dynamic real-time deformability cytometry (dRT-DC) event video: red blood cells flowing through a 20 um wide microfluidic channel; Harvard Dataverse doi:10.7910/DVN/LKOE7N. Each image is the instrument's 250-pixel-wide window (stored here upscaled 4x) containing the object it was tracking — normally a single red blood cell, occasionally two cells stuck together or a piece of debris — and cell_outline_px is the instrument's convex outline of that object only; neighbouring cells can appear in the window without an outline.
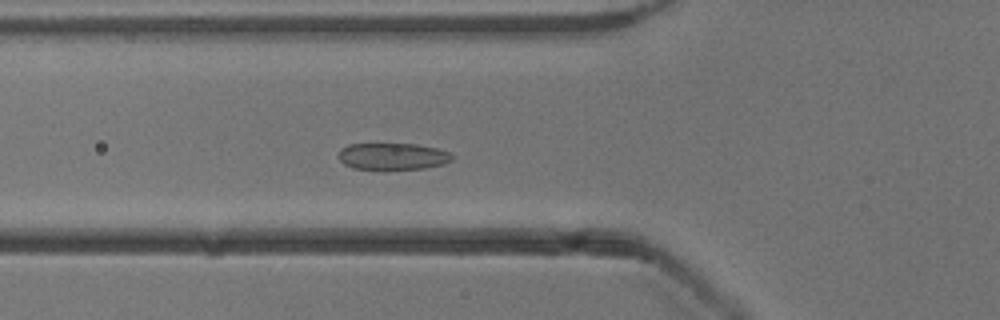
{"species": "common noctule bat (a hibernating species)", "species_latin": "Nyctalus noctula", "temperature_condition": "cold", "stored_images_in_passage": 53, "camera_frame_rate_fps": 3000, "um_per_image_px": 0.085, "animal": {"sex": "male", "body_mass_g": 13.3}, "frame": {"image": 1, "passage_image": 19, "time_ms": 6.0, "image_size_px": [1000, 320], "cell_outline_px": [[456, 156], [452, 160], [444, 164], [424, 168], [352, 168], [344, 164], [340, 160], [340, 148], [348, 144], [416, 144], [436, 148], [448, 152]], "centroid_in_image_um": [33.41, 13.27], "position_along_channel_um": 92.4, "area_um2": 17.4}}
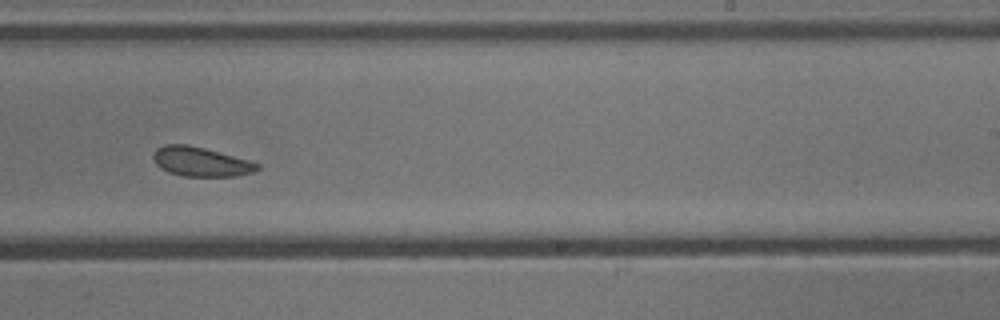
{"frame": {"image": 2, "passage_image": 33, "time_ms": 10.667, "image_size_px": [1000, 320], "cell_outline_px": [[260, 168], [252, 172], [236, 176], [184, 176], [168, 172], [160, 168], [156, 164], [152, 156], [156, 148], [164, 144], [188, 144], [204, 148], [248, 160], [260, 164]], "centroid_in_image_um": [17.03, 13.74], "position_along_channel_um": 272.0, "area_um2": 17.74}}
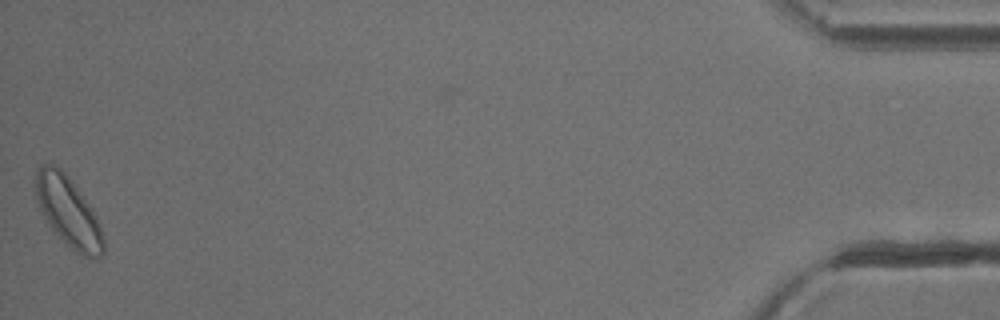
{"frame": {"image": 3, "passage_image": 53, "time_ms": 17.333, "image_size_px": [1000, 320], "cell_outline_px": [[104, 252], [96, 260], [84, 256], [76, 252], [52, 232], [36, 200], [32, 188], [32, 180], [36, 168], [40, 164], [52, 164], [60, 168], [68, 176], [92, 208], [96, 216], [104, 236]], "centroid_in_image_um": [5.75, 17.97], "position_along_channel_um": 429.5, "area_um2": 28.32}, "authors_computed_cell_mechanics": {"area_um2": 19.074, "velocity_mm_per_s": 3.8391, "shape_relaxation_time_tau1_ms": 3.6213, "shape_relaxation_time_tau2_ms": 5.0599, "deformation_change_tau1": 0.0751, "deformation_change_tau2": 0.0926}}